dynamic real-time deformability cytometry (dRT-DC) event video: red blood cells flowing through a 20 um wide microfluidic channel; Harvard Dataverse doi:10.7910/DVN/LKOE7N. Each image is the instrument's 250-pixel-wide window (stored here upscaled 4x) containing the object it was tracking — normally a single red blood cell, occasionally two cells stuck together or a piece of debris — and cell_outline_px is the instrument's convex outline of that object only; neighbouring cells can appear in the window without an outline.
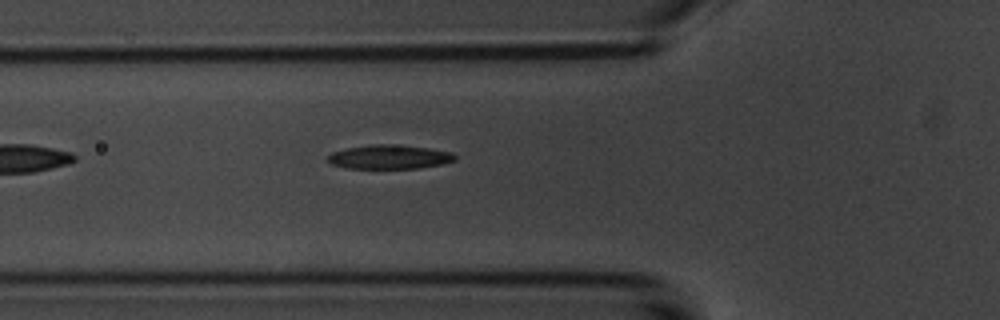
{"species": "common noctule bat (a hibernating species)", "species_latin": "Nyctalus noctula", "temperature_condition": "room temperature", "stored_images_in_passage": 5, "camera_frame_rate_fps": 3000, "um_per_image_px": 0.085, "animal": {"sex": "male", "body_mass_g": 20.1, "forearm_length_mm": 53.5}, "frame": {"image": 1, "passage_image": 5, "time_ms": 5.667, "image_size_px": [1000, 320], "cell_outline_px": [[456, 160], [440, 164], [420, 168], [348, 168], [332, 164], [328, 160], [328, 156], [332, 152], [348, 148], [372, 144], [388, 144], [428, 148], [452, 152], [456, 156]], "centroid_in_image_um": [33.11, 13.34], "position_along_channel_um": 92.7, "area_um2": 17.57}}